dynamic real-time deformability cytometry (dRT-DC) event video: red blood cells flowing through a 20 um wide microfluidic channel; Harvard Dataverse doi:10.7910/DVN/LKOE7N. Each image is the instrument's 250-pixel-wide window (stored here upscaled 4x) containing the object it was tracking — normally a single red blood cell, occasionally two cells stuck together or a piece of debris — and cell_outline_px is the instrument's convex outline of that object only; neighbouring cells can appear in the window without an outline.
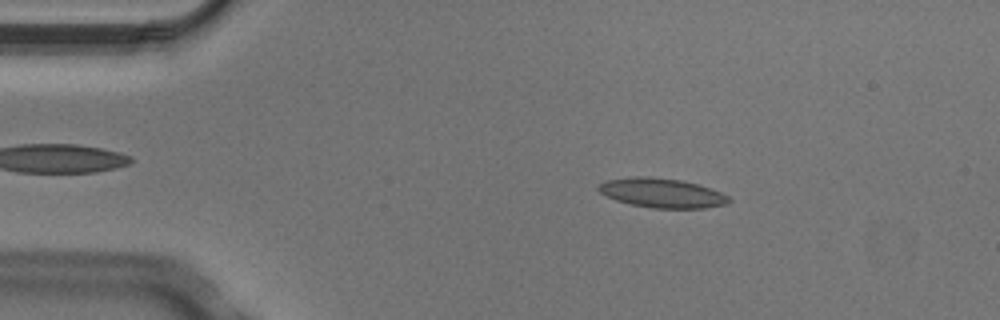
{"species": "Egyptian fruit bat (a non-hibernating species)", "species_latin": "Rousettus aegyptiacus", "temperature_condition": "cold", "stored_images_in_passage": 6, "camera_frame_rate_fps": 3000, "um_per_image_px": 0.085, "animal": {"sex": "male"}, "frame": {"image": 1, "passage_image": 2, "time_ms": 0.333, "image_size_px": [1000, 320], "cell_outline_px": [[732, 200], [724, 204], [704, 208], [652, 208], [632, 204], [616, 200], [600, 192], [596, 188], [600, 184], [608, 180], [632, 176], [648, 176], [680, 180], [712, 188], [728, 196]], "centroid_in_image_um": [56.27, 16.4], "position_along_channel_um": 28.7, "area_um2": 22.14}}
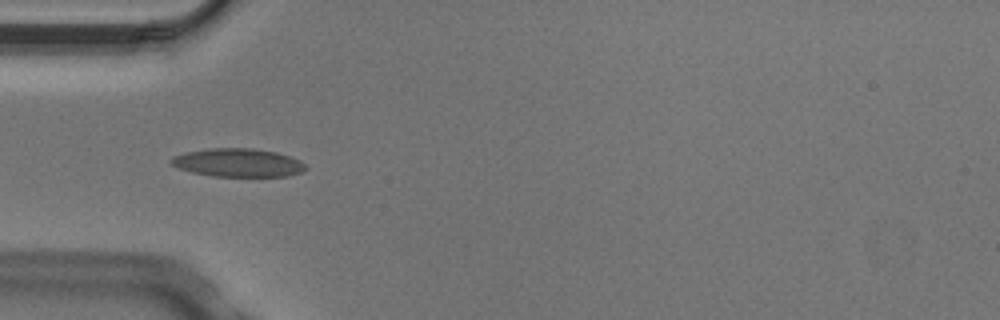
{"frame": {"image": 2, "passage_image": 4, "time_ms": 1.0, "image_size_px": [1000, 320], "cell_outline_px": [[308, 168], [300, 172], [288, 176], [212, 176], [192, 172], [180, 168], [172, 164], [168, 160], [172, 156], [184, 152], [208, 148], [252, 148], [276, 152], [300, 160]], "centroid_in_image_um": [20.2, 13.82], "position_along_channel_um": 64.8, "area_um2": 22.2}}
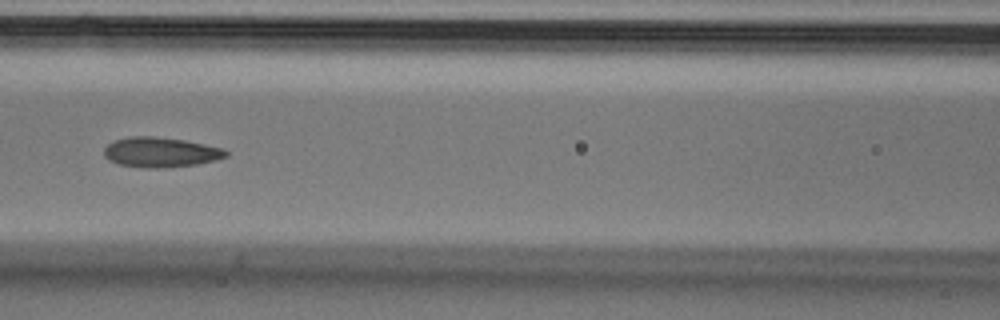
{"frame": {"image": 3, "passage_image": 6, "time_ms": 1.667, "image_size_px": [1000, 320], "cell_outline_px": [[228, 156], [216, 160], [196, 164], [164, 168], [148, 168], [120, 164], [108, 160], [104, 156], [104, 148], [108, 144], [116, 140], [128, 136], [152, 136], [184, 140], [204, 144], [220, 148], [228, 152]], "centroid_in_image_um": [13.63, 12.94], "position_along_channel_um": 153.0, "area_um2": 21.15}}